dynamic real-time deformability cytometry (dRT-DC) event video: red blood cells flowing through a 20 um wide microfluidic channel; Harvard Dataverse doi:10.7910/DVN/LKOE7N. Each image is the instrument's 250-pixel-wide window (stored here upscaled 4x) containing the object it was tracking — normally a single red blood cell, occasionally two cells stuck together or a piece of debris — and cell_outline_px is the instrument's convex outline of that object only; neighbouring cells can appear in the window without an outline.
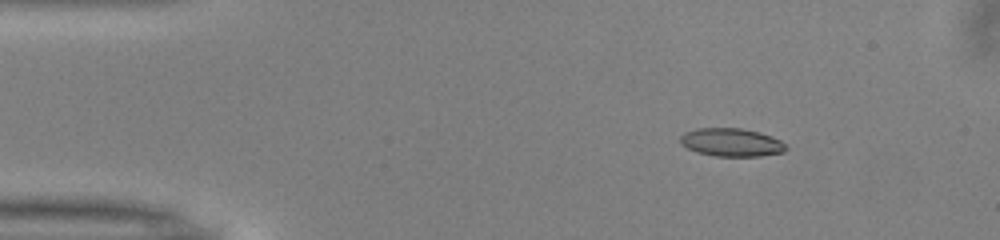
{"species": "common noctule bat (a hibernating species)", "species_latin": "Nyctalus noctula", "temperature_condition": "warm", "stored_images_in_passage": 45, "camera_frame_rate_fps": 3000, "um_per_image_px": 0.085, "animal": {"sex": "male", "body_mass_g": 13.0, "forearm_length_mm": 53.1}, "frame": {"image": 1, "passage_image": 1, "time_ms": 0.0, "image_size_px": [1000, 240], "cell_outline_px": [[788, 148], [784, 152], [760, 156], [712, 156], [696, 152], [680, 144], [680, 136], [684, 132], [696, 128], [740, 128], [760, 132], [772, 136], [780, 140]], "centroid_in_image_um": [62.15, 12.1], "position_along_channel_um": 22.8, "area_um2": 17.51}}
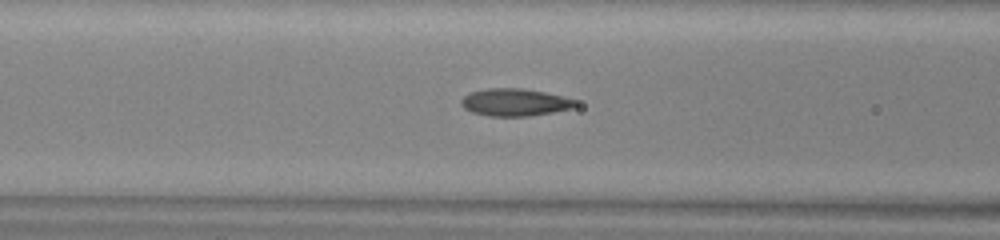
{"frame": {"image": 2, "passage_image": 14, "time_ms": 4.333, "image_size_px": [1000, 240], "cell_outline_px": [[576, 104], [572, 108], [552, 112], [528, 116], [488, 116], [472, 112], [464, 108], [460, 104], [460, 100], [468, 92], [488, 88], [524, 88], [564, 96], [576, 100]], "centroid_in_image_um": [43.72, 8.69], "position_along_channel_um": 122.9, "area_um2": 18.32}}
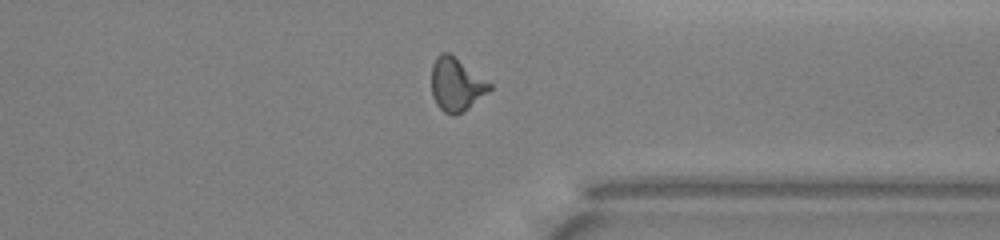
{"frame": {"image": 3, "passage_image": 33, "time_ms": 10.667, "image_size_px": [1000, 240], "cell_outline_px": [[492, 88], [488, 92], [468, 108], [456, 116], [452, 116], [444, 112], [436, 104], [432, 96], [432, 64], [436, 56], [440, 52], [448, 52], [492, 84]], "centroid_in_image_um": [38.76, 7.19], "position_along_channel_um": 372.6, "area_um2": 17.92}, "authors_computed_cell_mechanics": {"area_um2": 17.5134, "velocity_mm_per_s": 4.011, "shape_relaxation_time_tau1_ms": 7.5103, "shape_relaxation_time_tau2_ms": 1.6803, "deformation_change_tau1": 0.2103, "deformation_change_tau2": 0.0854}}